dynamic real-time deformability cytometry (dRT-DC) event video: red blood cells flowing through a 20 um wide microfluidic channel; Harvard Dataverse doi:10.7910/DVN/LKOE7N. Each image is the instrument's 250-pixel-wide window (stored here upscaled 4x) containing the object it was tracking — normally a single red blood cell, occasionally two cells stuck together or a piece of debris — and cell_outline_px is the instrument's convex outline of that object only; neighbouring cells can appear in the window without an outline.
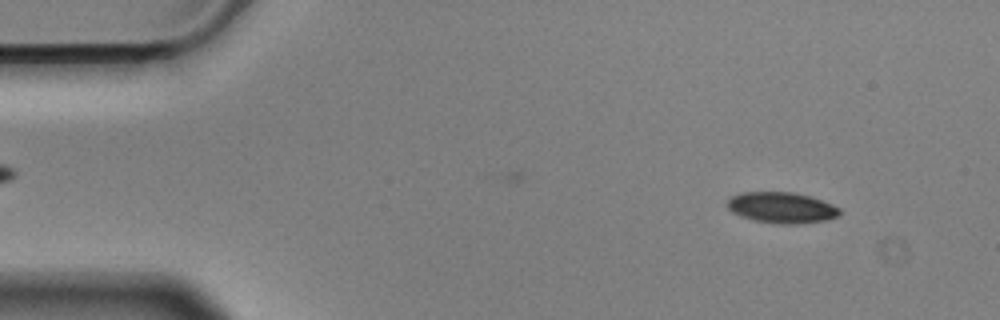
{"species": "Egyptian fruit bat (a non-hibernating species)", "species_latin": "Rousettus aegyptiacus", "temperature_condition": "cold", "stored_images_in_passage": 49, "camera_frame_rate_fps": 3000, "um_per_image_px": 0.085, "animal": {"sex": "male"}, "frame": {"image": 1, "passage_image": 5, "time_ms": 1.333, "image_size_px": [1000, 320], "cell_outline_px": [[840, 216], [824, 220], [756, 220], [732, 212], [728, 208], [728, 200], [732, 196], [740, 192], [796, 192], [812, 196], [832, 204], [840, 208]], "centroid_in_image_um": [66.44, 17.55], "position_along_channel_um": 18.6, "area_um2": 18.96}}
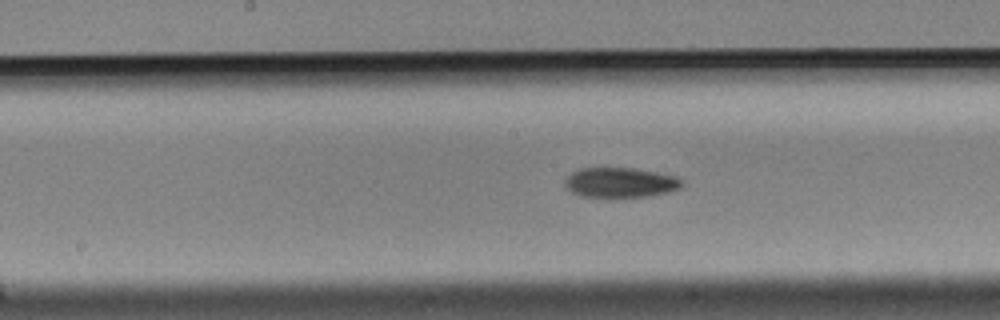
{"frame": {"image": 2, "passage_image": 27, "time_ms": 8.667, "image_size_px": [1000, 320], "cell_outline_px": [[684, 184], [680, 188], [668, 192], [644, 196], [608, 200], [580, 196], [572, 192], [564, 184], [564, 180], [572, 172], [580, 168], [636, 168], [676, 176], [684, 180]], "centroid_in_image_um": [52.71, 15.55], "position_along_channel_um": 195.5, "area_um2": 21.15}}
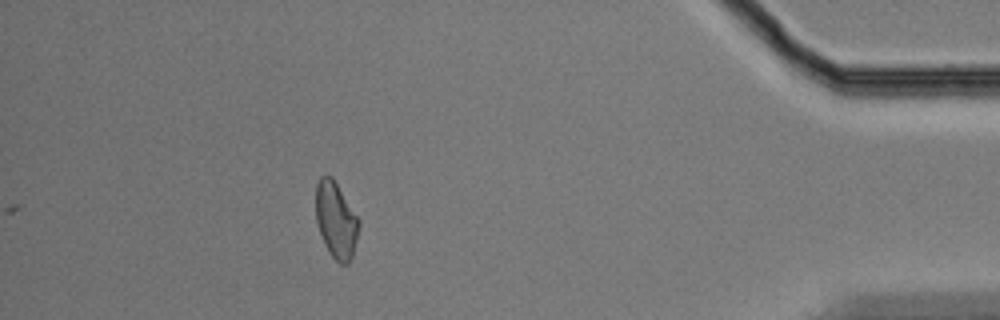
{"frame": {"image": 3, "passage_image": 49, "time_ms": 16.0, "image_size_px": [1000, 320], "cell_outline_px": [[360, 224], [352, 256], [348, 264], [340, 264], [328, 252], [324, 244], [316, 220], [316, 184], [320, 176], [332, 176], [360, 220]], "centroid_in_image_um": [28.56, 18.7], "position_along_channel_um": 406.6, "area_um2": 19.07}, "authors_computed_cell_mechanics": {"area_um2": 20.5768, "velocity_mm_per_s": 3.5804, "shape_relaxation_time_tau1_ms": 3.843, "shape_relaxation_time_tau2_ms": null, "deformation_change_tau1": 0.1044, "deformation_change_tau2": null}}